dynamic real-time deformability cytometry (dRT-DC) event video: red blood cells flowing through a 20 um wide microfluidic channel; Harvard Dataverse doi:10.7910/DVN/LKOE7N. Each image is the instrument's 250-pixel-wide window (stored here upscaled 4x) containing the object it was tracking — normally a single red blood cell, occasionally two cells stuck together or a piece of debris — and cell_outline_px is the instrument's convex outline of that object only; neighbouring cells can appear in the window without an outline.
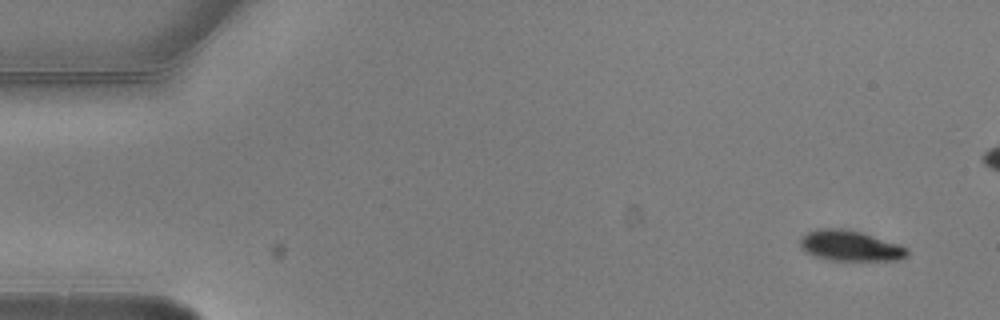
{"species": "common noctule bat (a hibernating species)", "species_latin": "Nyctalus noctula", "temperature_condition": "warm", "stored_images_in_passage": 5, "camera_frame_rate_fps": 3000, "um_per_image_px": 0.085, "animal": {"sex": "male", "body_mass_g": 20.5, "forearm_length_mm": 52.5}, "frame": {"image": 1, "passage_image": 1, "time_ms": 0.0, "image_size_px": [1000, 320], "cell_outline_px": [[908, 256], [900, 260], [832, 260], [816, 256], [804, 252], [800, 244], [800, 240], [808, 232], [816, 228], [840, 228], [860, 232], [900, 244], [908, 248]], "centroid_in_image_um": [72.29, 20.89], "position_along_channel_um": 12.7, "area_um2": 18.96}}